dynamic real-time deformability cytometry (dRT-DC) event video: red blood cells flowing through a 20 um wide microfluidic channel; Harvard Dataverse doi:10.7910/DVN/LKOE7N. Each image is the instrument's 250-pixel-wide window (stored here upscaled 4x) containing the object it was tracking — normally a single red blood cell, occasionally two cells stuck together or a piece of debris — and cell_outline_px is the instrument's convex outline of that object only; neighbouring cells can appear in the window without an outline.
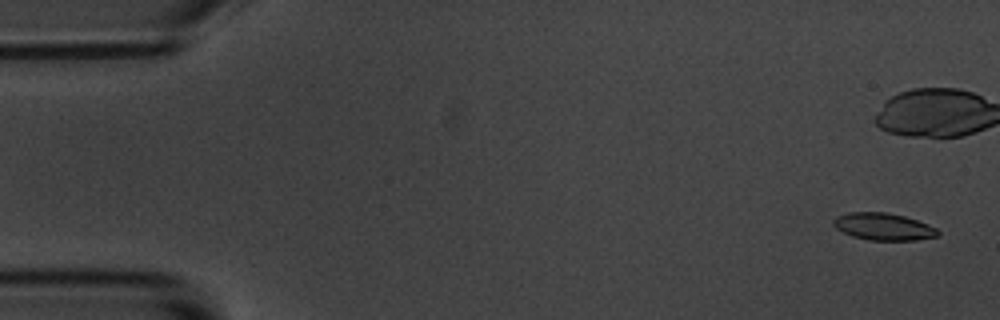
{"species": "common noctule bat (a hibernating species)", "species_latin": "Nyctalus noctula", "temperature_condition": "room temperature", "stored_images_in_passage": 7, "camera_frame_rate_fps": 3000, "um_per_image_px": 0.085, "animal": {"sex": "male", "body_mass_g": 20.1, "forearm_length_mm": 53.5}, "frame": {"image": 1, "passage_image": 1, "time_ms": 0.0, "image_size_px": [1000, 320], "cell_outline_px": [[940, 232], [936, 236], [916, 240], [868, 240], [852, 236], [836, 228], [832, 224], [832, 220], [836, 216], [848, 212], [884, 212], [904, 216], [928, 224], [936, 228]], "centroid_in_image_um": [75.06, 19.26], "position_along_channel_um": 9.9, "area_um2": 16.47}}